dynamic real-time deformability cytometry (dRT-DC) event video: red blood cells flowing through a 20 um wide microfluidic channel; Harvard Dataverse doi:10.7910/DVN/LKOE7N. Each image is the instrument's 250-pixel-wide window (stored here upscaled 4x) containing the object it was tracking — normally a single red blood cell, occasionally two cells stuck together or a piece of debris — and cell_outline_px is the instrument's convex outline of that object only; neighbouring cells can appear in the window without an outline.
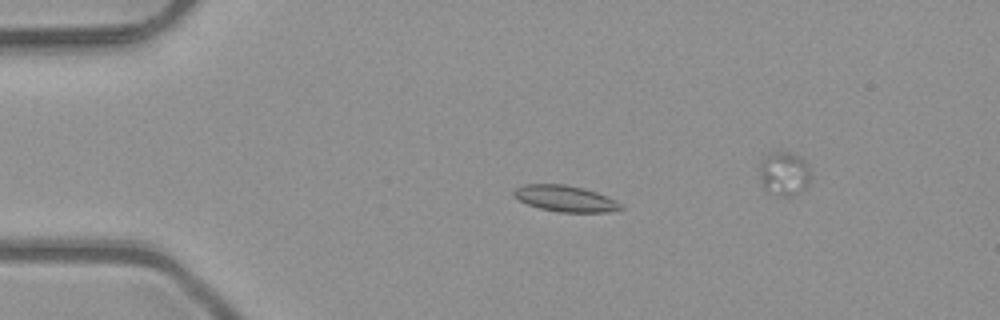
{"species": "common noctule bat (a hibernating species)", "species_latin": "Nyctalus noctula", "temperature_condition": "room temperature", "stored_images_in_passage": 6, "camera_frame_rate_fps": 3000, "um_per_image_px": 0.085, "animal": {"sex": "male", "body_mass_g": 23.1, "forearm_length_mm": 52.7}, "frame": {"image": 1, "passage_image": 4, "time_ms": 1.0, "image_size_px": [1000, 320], "cell_outline_px": [[624, 208], [608, 212], [556, 212], [540, 208], [528, 204], [512, 196], [512, 192], [516, 188], [524, 184], [564, 184], [584, 188], [596, 192], [620, 204]], "centroid_in_image_um": [47.99, 16.87], "position_along_channel_um": 37.0, "area_um2": 16.13}}